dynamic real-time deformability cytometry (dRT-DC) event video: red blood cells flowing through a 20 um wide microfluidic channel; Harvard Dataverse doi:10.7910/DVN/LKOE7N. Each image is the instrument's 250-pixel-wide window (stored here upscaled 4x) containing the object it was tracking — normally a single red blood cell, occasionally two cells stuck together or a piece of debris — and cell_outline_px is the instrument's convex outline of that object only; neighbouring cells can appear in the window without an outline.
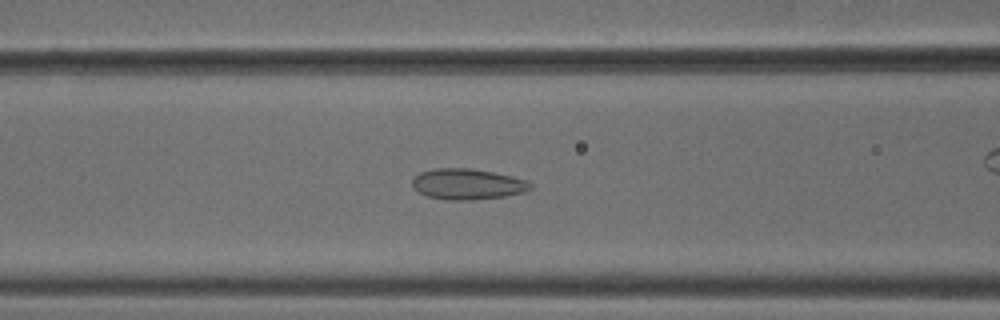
{"species": "common noctule bat (a hibernating species)", "species_latin": "Nyctalus noctula", "temperature_condition": "cold", "stored_images_in_passage": 51, "camera_frame_rate_fps": 3000, "um_per_image_px": 0.085, "animal": {"sex": "male", "body_mass_g": 18.8}, "frame": {"image": 1, "passage_image": 22, "time_ms": 7.0, "image_size_px": [1000, 320], "cell_outline_px": [[532, 188], [524, 192], [504, 196], [468, 200], [448, 200], [428, 196], [412, 188], [412, 180], [420, 172], [432, 168], [472, 168], [512, 176], [528, 180], [532, 184]], "centroid_in_image_um": [39.73, 15.64], "position_along_channel_um": 126.9, "area_um2": 21.21}}
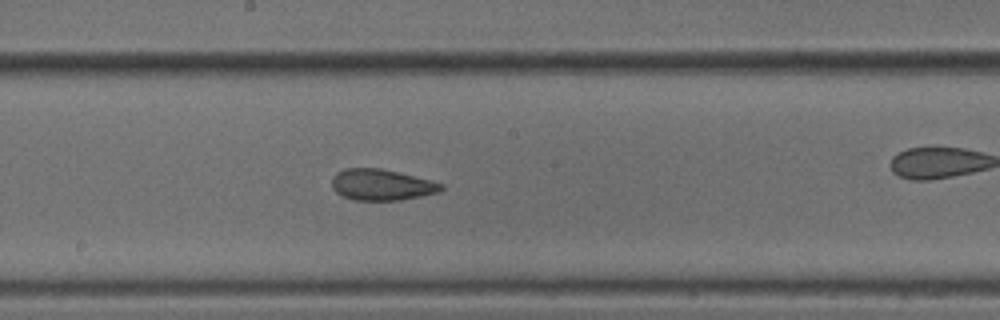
{"frame": {"image": 2, "passage_image": 29, "time_ms": 9.333, "image_size_px": [1000, 320], "cell_outline_px": [[444, 188], [440, 192], [400, 200], [352, 200], [336, 192], [332, 188], [332, 176], [336, 172], [344, 168], [380, 168], [444, 184]], "centroid_in_image_um": [32.39, 15.71], "position_along_channel_um": 215.8, "area_um2": 19.71}}
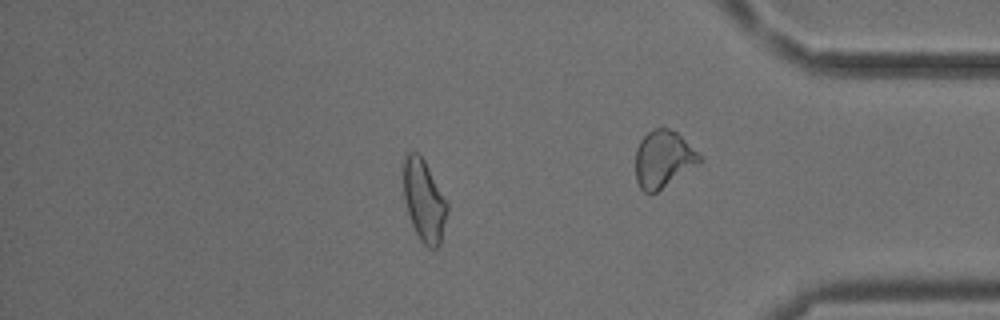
{"frame": {"image": 3, "passage_image": 46, "time_ms": 15.0, "image_size_px": [1000, 320], "cell_outline_px": [[448, 208], [440, 244], [436, 248], [428, 248], [420, 240], [412, 224], [404, 200], [404, 156], [408, 152], [416, 152], [424, 160], [448, 204]], "centroid_in_image_um": [36.04, 17.07], "position_along_channel_um": 399.2, "area_um2": 20.46}, "authors_computed_cell_mechanics": {"area_um2": 21.1548, "velocity_mm_per_s": 3.8019, "shape_relaxation_time_tau1_ms": null, "shape_relaxation_time_tau2_ms": 1.9855, "deformation_change_tau1": null, "deformation_change_tau2": 0.0949}}